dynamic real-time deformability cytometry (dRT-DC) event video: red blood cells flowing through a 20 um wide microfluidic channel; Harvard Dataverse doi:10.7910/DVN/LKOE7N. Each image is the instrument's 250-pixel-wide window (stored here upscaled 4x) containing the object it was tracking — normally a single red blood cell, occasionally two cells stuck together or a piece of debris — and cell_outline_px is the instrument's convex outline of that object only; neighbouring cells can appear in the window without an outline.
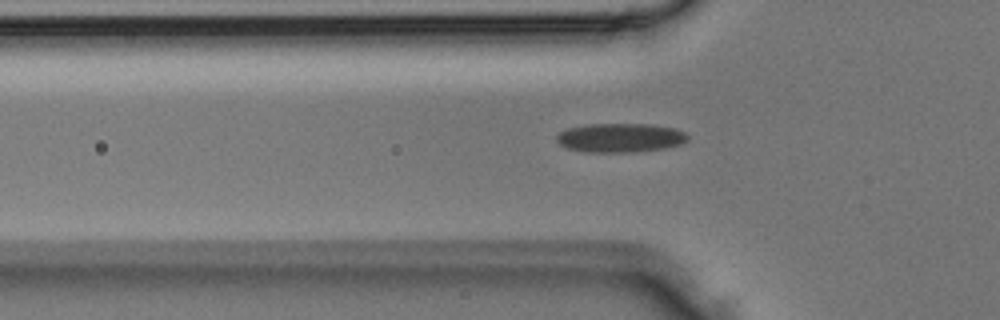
{"species": "Egyptian fruit bat (a non-hibernating species)", "species_latin": "Rousettus aegyptiacus", "temperature_condition": "room temperature", "stored_images_in_passage": 4, "camera_frame_rate_fps": 3000, "um_per_image_px": 0.085, "animal": {"sex": "male"}, "frame": {"image": 1, "passage_image": 4, "time_ms": 1.0, "image_size_px": [1000, 320], "cell_outline_px": [[688, 140], [680, 144], [664, 148], [632, 152], [584, 152], [568, 148], [560, 144], [556, 140], [556, 136], [560, 132], [568, 128], [588, 124], [652, 124], [676, 128], [684, 132], [688, 136]], "centroid_in_image_um": [52.72, 11.7], "position_along_channel_um": 73.1, "area_um2": 22.2}}